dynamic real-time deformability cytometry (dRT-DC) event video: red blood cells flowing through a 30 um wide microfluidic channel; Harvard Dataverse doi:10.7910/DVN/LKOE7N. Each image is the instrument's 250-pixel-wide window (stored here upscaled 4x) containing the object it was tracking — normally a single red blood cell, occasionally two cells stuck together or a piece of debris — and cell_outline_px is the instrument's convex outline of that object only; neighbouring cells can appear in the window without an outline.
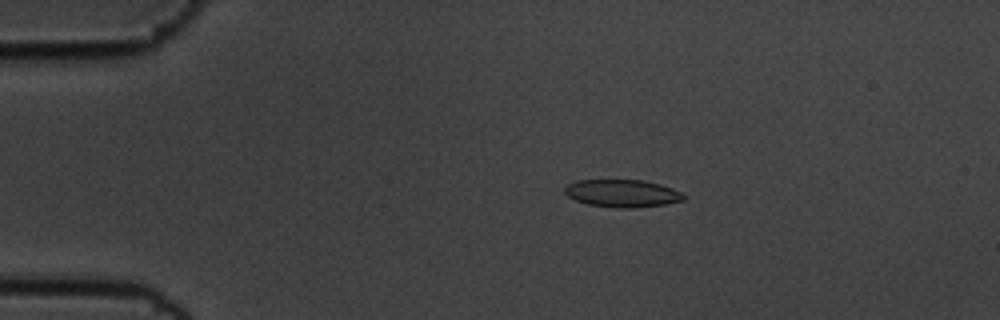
{"species": "common noctule bat (a hibernating species)", "species_latin": "Nyctalus noctula", "temperature_condition": "cold", "stored_images_in_passage": 53, "camera_frame_rate_fps": 3000, "um_per_image_px": 0.085, "animal": {"sex": "male", "body_mass_g": 19.5, "forearm_length_mm": 54.6}, "frame": {"image": 1, "passage_image": 8, "time_ms": 2.333, "image_size_px": [1000, 320], "cell_outline_px": [[684, 200], [664, 204], [636, 208], [616, 208], [588, 204], [576, 200], [568, 196], [564, 192], [564, 188], [568, 184], [576, 180], [644, 180], [660, 184], [672, 188], [680, 192], [684, 196]], "centroid_in_image_um": [52.88, 16.43], "position_along_channel_um": 32.1, "area_um2": 19.07}}
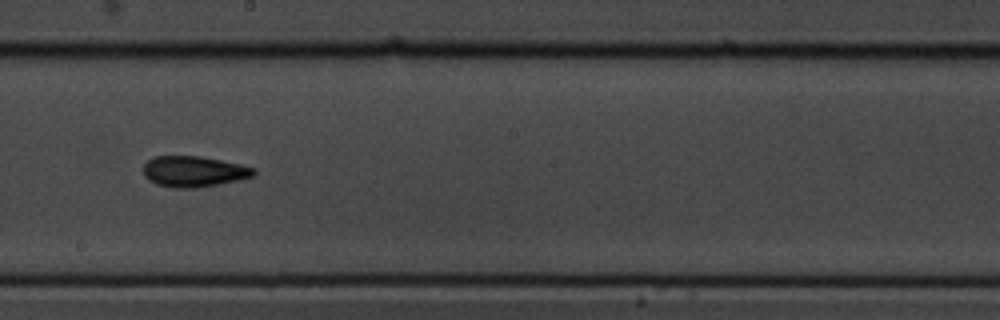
{"frame": {"image": 2, "passage_image": 29, "time_ms": 9.333, "image_size_px": [1000, 320], "cell_outline_px": [[256, 172], [252, 176], [240, 180], [196, 188], [172, 188], [156, 184], [148, 180], [144, 176], [144, 164], [152, 156], [200, 156], [240, 164], [256, 168]], "centroid_in_image_um": [16.46, 14.58], "position_along_channel_um": 231.7, "area_um2": 19.94}}
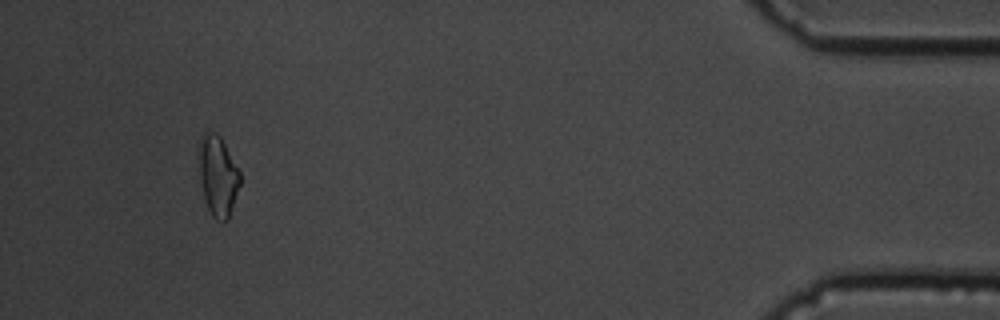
{"frame": {"image": 3, "passage_image": 50, "time_ms": 16.333, "image_size_px": [1000, 320], "cell_outline_px": [[240, 184], [228, 220], [216, 220], [212, 216], [208, 208], [204, 196], [200, 180], [196, 152], [200, 140], [204, 132], [216, 132], [220, 136], [240, 172]], "centroid_in_image_um": [18.49, 14.91], "position_along_channel_um": 416.7, "area_um2": 19.36}, "authors_computed_cell_mechanics": {"area_um2": 19.074, "velocity_mm_per_s": 3.5586, "shape_relaxation_time_tau1_ms": 10.4048, "shape_relaxation_time_tau2_ms": 6.4468, "deformation_change_tau1": 0.1581, "deformation_change_tau2": 0.1343}}